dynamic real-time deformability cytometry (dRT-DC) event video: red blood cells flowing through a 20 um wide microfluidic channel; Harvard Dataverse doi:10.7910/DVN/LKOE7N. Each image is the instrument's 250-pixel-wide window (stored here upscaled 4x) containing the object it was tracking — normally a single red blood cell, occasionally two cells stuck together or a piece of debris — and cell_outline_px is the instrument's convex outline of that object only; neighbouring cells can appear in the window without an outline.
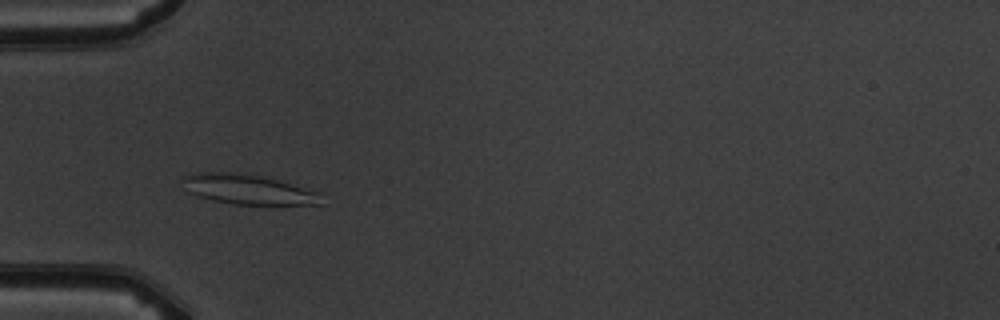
{"species": "common noctule bat (a hibernating species)", "species_latin": "Nyctalus noctula", "temperature_condition": "warm", "stored_images_in_passage": 5, "camera_frame_rate_fps": 3000, "um_per_image_px": 0.085, "animal": {"sex": "male", "body_mass_g": 19.5, "forearm_length_mm": 54.6}, "frame": {"image": 1, "passage_image": 4, "time_ms": 3.667, "image_size_px": [1000, 320], "cell_outline_px": [[320, 204], [236, 204], [212, 200], [196, 196], [188, 192], [180, 176], [196, 172], [232, 172], [260, 176], [276, 180], [320, 192]], "centroid_in_image_um": [20.99, 16.09], "position_along_channel_um": 64.0, "area_um2": 23.81}}